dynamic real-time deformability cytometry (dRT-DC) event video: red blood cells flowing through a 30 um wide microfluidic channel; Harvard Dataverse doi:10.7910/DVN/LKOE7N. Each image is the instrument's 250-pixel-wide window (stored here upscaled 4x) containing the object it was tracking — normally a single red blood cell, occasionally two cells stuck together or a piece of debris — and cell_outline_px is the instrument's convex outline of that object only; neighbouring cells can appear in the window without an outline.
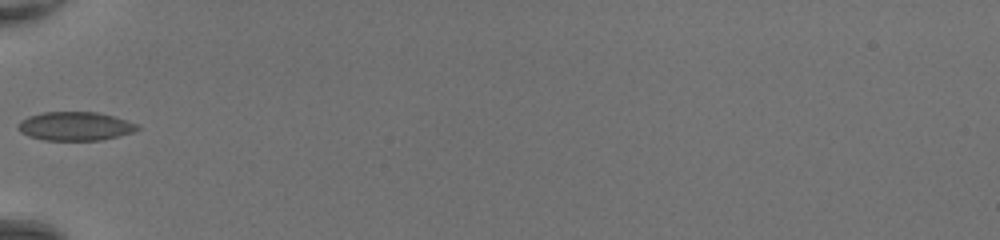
{"species": "common noctule bat (a hibernating species)", "species_latin": "Nyctalus noctula", "temperature_condition": "room temperature", "stored_images_in_passage": 30, "camera_frame_rate_fps": 3000, "um_per_image_px": 0.085, "animal": {"sex": "female", "body_mass_g": 20.0, "forearm_length_mm": 54.0}, "frame": {"image": 1, "passage_image": 1, "time_ms": 0.0, "image_size_px": [1000, 240], "cell_outline_px": [[140, 128], [132, 132], [100, 140], [44, 140], [28, 136], [20, 132], [16, 128], [20, 120], [28, 116], [44, 112], [96, 112], [112, 116], [140, 124]], "centroid_in_image_um": [6.35, 10.72], "position_along_channel_um": 78.6, "area_um2": 19.94}}
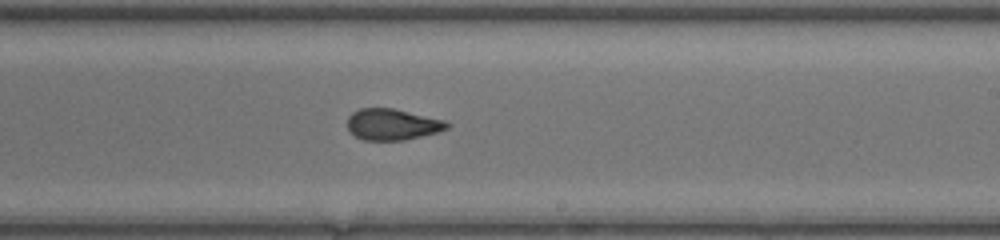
{"frame": {"image": 2, "passage_image": 13, "time_ms": 4.0, "image_size_px": [1000, 240], "cell_outline_px": [[452, 124], [448, 128], [436, 132], [404, 140], [364, 140], [356, 136], [348, 128], [348, 116], [352, 112], [360, 108], [392, 108], [444, 120]], "centroid_in_image_um": [33.34, 10.57], "position_along_channel_um": 255.7, "area_um2": 17.92}}
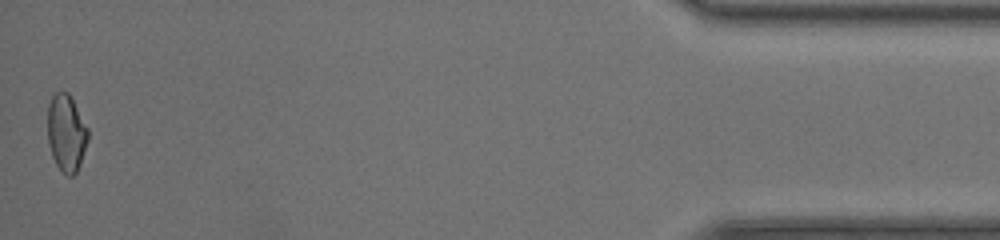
{"frame": {"image": 3, "passage_image": 30, "time_ms": 9.667, "image_size_px": [1000, 240], "cell_outline_px": [[88, 140], [80, 164], [76, 172], [72, 176], [68, 176], [56, 164], [52, 156], [48, 144], [48, 104], [52, 96], [56, 92], [68, 92], [88, 128]], "centroid_in_image_um": [5.63, 11.3], "position_along_channel_um": 429.6, "area_um2": 17.98}, "authors_computed_cell_mechanics": {"area_um2": 18.2648, "velocity_mm_per_s": 4.4131, "shape_relaxation_time_tau1_ms": null, "shape_relaxation_time_tau2_ms": 1.0327, "deformation_change_tau1": null, "deformation_change_tau2": 0.0459}}